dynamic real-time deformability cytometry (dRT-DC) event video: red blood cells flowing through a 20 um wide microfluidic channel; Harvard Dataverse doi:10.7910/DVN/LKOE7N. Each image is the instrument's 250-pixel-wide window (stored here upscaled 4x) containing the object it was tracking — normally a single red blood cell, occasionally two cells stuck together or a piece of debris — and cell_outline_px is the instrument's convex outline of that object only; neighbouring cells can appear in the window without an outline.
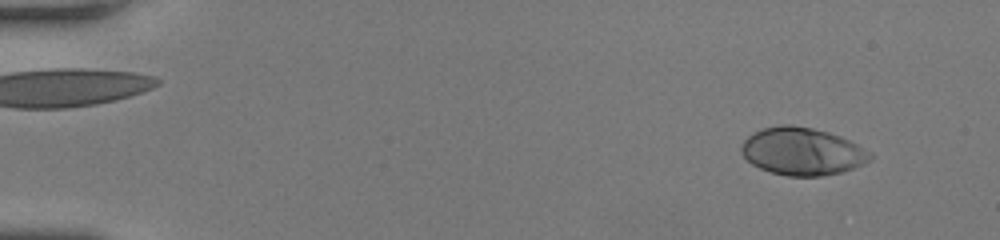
{"species": "human", "species_latin": "Homo sapiens", "temperature_condition": "room temperature", "stored_images_in_passage": 54, "segment_of_instrument_passage": [1, 2], "camera_frame_rate_fps": 3000, "um_per_image_px": 0.085, "donor": {"sex": "female"}, "frame": {"image": 1, "passage_image": 5, "time_ms": 1.333, "image_size_px": [1000, 240], "cell_outline_px": [[872, 156], [864, 164], [840, 172], [820, 176], [788, 176], [772, 172], [760, 168], [752, 164], [740, 152], [740, 148], [744, 140], [752, 132], [764, 128], [780, 124], [792, 124], [812, 128], [828, 132], [840, 136], [872, 152]], "centroid_in_image_um": [68.16, 12.85], "position_along_channel_um": 16.8, "area_um2": 35.6}}
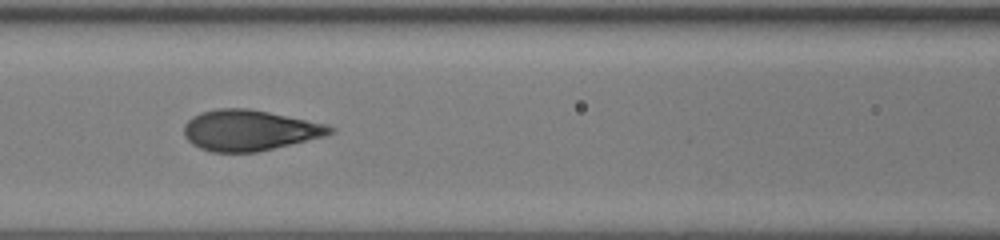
{"frame": {"image": 2, "passage_image": 25, "time_ms": 8.0, "image_size_px": [1000, 240], "cell_outline_px": [[336, 132], [324, 136], [256, 152], [212, 152], [200, 148], [192, 144], [184, 136], [184, 124], [192, 116], [200, 112], [216, 108], [248, 108], [328, 124], [336, 128]], "centroid_in_image_um": [21.19, 11.06], "position_along_channel_um": 145.4, "area_um2": 34.68}}
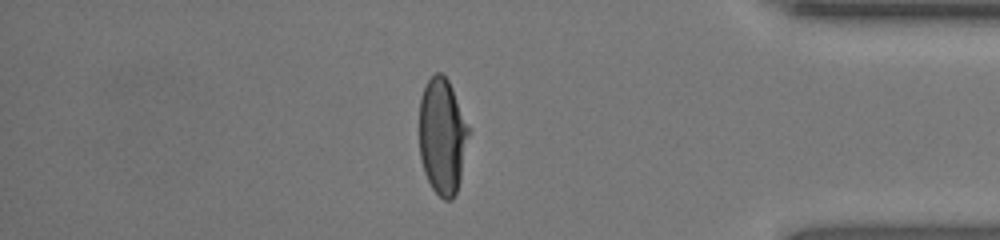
{"frame": {"image": 3, "passage_image": 46, "time_ms": 15.0, "image_size_px": [1000, 240], "cell_outline_px": [[468, 132], [460, 176], [456, 192], [452, 200], [444, 200], [432, 188], [424, 172], [420, 156], [420, 96], [428, 80], [436, 72], [440, 72], [448, 80], [452, 88], [468, 128]], "centroid_in_image_um": [37.56, 11.57], "position_along_channel_um": 397.6, "area_um2": 32.54}}